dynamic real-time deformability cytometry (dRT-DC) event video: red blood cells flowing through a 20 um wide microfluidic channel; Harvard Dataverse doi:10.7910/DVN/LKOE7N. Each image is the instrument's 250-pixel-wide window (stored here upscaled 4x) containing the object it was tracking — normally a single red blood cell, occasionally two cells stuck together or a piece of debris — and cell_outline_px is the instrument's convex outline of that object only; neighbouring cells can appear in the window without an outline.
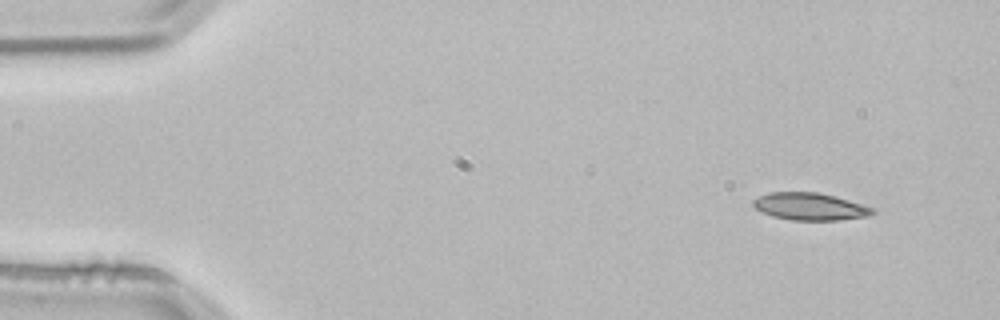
{"species": "common noctule bat (a hibernating species)", "species_latin": "Nyctalus noctula", "temperature_condition": "room temperature", "stored_images_in_passage": 3, "camera_frame_rate_fps": 3000, "um_per_image_px": 0.085, "animal": {"sex": "male", "body_mass_g": 21.5, "forearm_length_mm": 52.0}, "frame": {"image": 1, "passage_image": 1, "time_ms": 0.0, "image_size_px": [1000, 320], "cell_outline_px": [[876, 212], [868, 216], [840, 220], [792, 220], [772, 216], [760, 212], [752, 204], [752, 200], [768, 192], [816, 192], [836, 196], [876, 208]], "centroid_in_image_um": [68.86, 17.55], "position_along_channel_um": 16.1, "area_um2": 19.19}}